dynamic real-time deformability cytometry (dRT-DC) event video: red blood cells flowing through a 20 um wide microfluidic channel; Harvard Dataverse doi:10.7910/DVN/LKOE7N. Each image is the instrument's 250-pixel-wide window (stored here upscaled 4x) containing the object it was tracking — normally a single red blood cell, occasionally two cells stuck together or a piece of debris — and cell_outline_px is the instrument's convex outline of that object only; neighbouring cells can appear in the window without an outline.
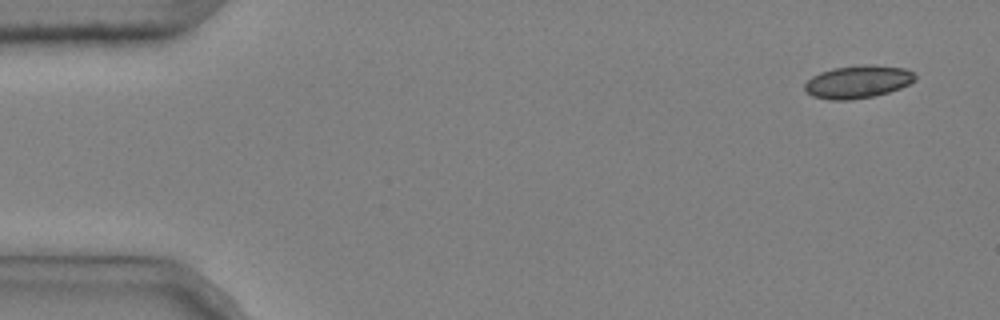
{"species": "common noctule bat (a hibernating species)", "species_latin": "Nyctalus noctula", "temperature_condition": "cold", "stored_images_in_passage": 13, "camera_frame_rate_fps": 3000, "um_per_image_px": 0.085, "animal": {"sex": "male", "body_mass_g": 20.4}, "frame": {"image": 1, "passage_image": 1, "time_ms": 0.0, "image_size_px": [1000, 320], "cell_outline_px": [[916, 80], [900, 88], [888, 92], [872, 96], [852, 100], [828, 100], [812, 96], [804, 88], [804, 84], [812, 76], [820, 72], [832, 68], [864, 64], [872, 64], [904, 68], [912, 72], [916, 76]], "centroid_in_image_um": [72.9, 6.95], "position_along_channel_um": 12.1, "area_um2": 21.15}}
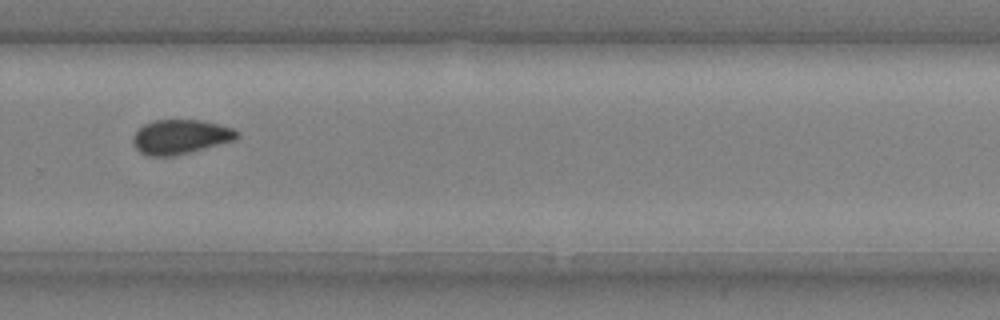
{"frame": {"image": 2, "passage_image": 10, "time_ms": 3.0, "image_size_px": [1000, 320], "cell_outline_px": [[240, 136], [236, 140], [176, 156], [148, 156], [140, 152], [136, 148], [132, 140], [132, 136], [144, 124], [156, 120], [204, 120], [232, 128], [240, 132]], "centroid_in_image_um": [15.37, 11.63], "position_along_channel_um": 314.4, "area_um2": 21.04}}
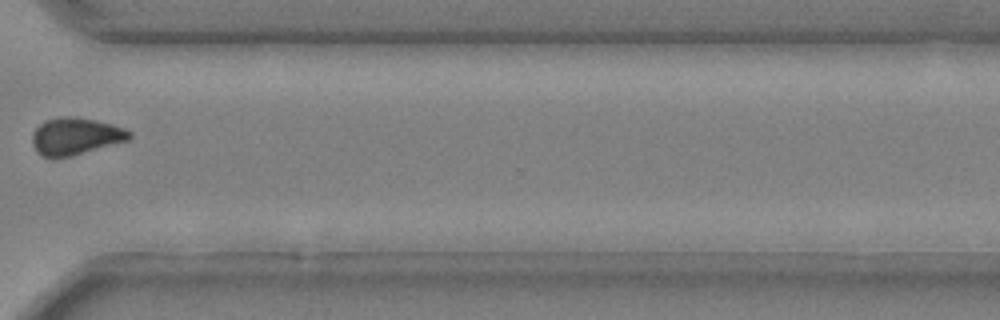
{"frame": {"image": 3, "passage_image": 11, "time_ms": 3.333, "image_size_px": [1000, 320], "cell_outline_px": [[132, 136], [128, 140], [72, 156], [52, 160], [36, 152], [32, 144], [32, 132], [44, 120], [60, 116], [72, 116], [96, 120], [112, 124], [124, 128], [132, 132]], "centroid_in_image_um": [6.38, 11.59], "position_along_channel_um": 364.2, "area_um2": 21.39}}